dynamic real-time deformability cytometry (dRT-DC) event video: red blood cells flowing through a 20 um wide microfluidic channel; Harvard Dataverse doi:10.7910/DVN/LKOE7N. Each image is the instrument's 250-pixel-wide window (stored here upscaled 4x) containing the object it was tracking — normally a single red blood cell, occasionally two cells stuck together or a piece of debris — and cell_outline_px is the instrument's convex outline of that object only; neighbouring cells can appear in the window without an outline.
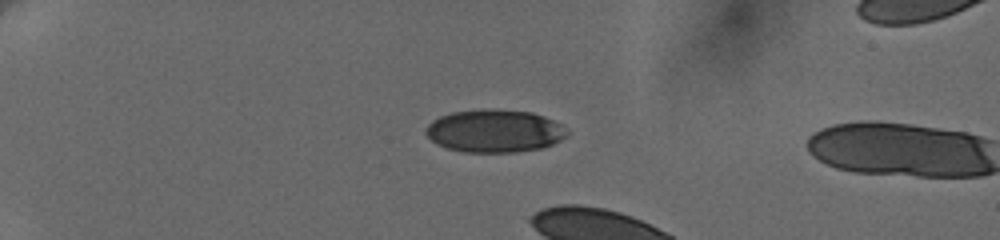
{"species": "human", "species_latin": "Homo sapiens", "temperature_condition": "cold", "stored_images_in_passage": 2, "camera_frame_rate_fps": 3000, "um_per_image_px": 0.085, "donor": {"sex": "female"}, "frame": {"image": 1, "passage_image": 1, "time_ms": 0.0, "image_size_px": [1000, 240], "cell_outline_px": [[568, 132], [560, 140], [544, 148], [516, 152], [464, 152], [448, 148], [436, 144], [424, 132], [424, 128], [432, 120], [440, 116], [452, 112], [488, 108], [496, 108], [532, 112], [544, 116], [560, 124]], "centroid_in_image_um": [42.01, 11.12], "position_along_channel_um": 43.0, "area_um2": 35.43}}